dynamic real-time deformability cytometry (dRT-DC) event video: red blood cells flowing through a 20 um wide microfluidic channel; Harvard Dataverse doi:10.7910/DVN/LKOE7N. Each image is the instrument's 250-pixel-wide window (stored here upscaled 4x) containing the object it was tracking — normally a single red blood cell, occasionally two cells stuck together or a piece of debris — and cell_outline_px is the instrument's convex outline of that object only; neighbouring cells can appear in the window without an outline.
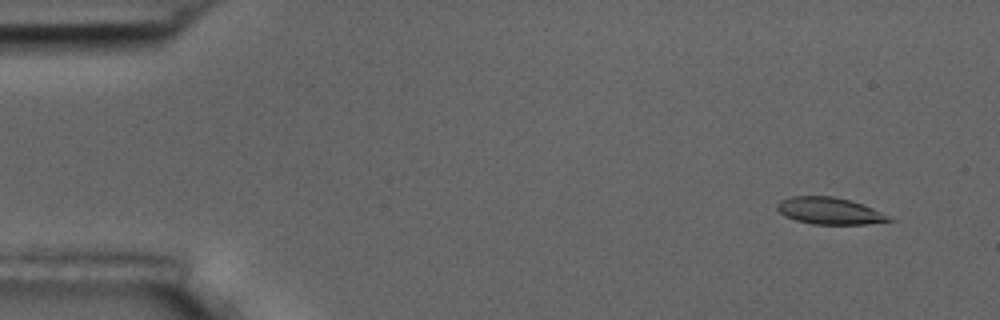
{"species": "common noctule bat (a hibernating species)", "species_latin": "Nyctalus noctula", "temperature_condition": "room temperature", "stored_images_in_passage": 6, "camera_frame_rate_fps": 3000, "um_per_image_px": 0.085, "animal": {"sex": "male", "body_mass_g": 17.5, "forearm_length_mm": 52.3}, "frame": {"image": 1, "passage_image": 2, "time_ms": 1.0, "image_size_px": [1000, 320], "cell_outline_px": [[896, 220], [864, 224], [812, 224], [796, 220], [784, 216], [776, 208], [776, 204], [780, 200], [792, 196], [832, 196], [848, 200], [872, 208]], "centroid_in_image_um": [70.45, 17.92], "position_along_channel_um": 14.5, "area_um2": 17.28}}
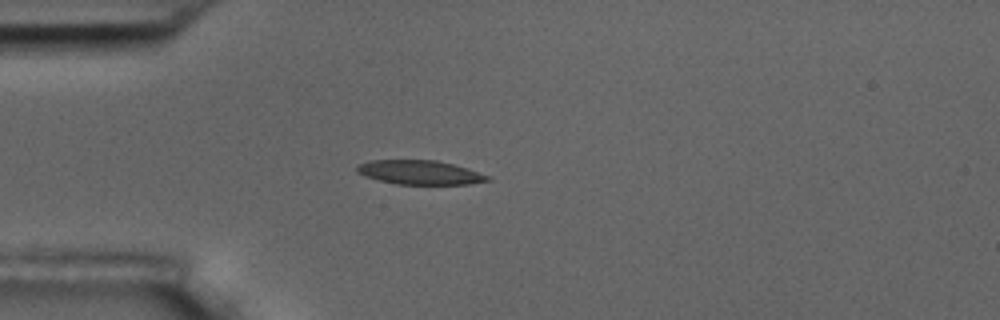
{"frame": {"image": 2, "passage_image": 5, "time_ms": 4.667, "image_size_px": [1000, 320], "cell_outline_px": [[492, 180], [468, 184], [396, 184], [364, 176], [356, 172], [356, 164], [368, 160], [436, 160], [468, 168], [492, 176]], "centroid_in_image_um": [35.69, 14.65], "position_along_channel_um": 49.3, "area_um2": 18.55}}